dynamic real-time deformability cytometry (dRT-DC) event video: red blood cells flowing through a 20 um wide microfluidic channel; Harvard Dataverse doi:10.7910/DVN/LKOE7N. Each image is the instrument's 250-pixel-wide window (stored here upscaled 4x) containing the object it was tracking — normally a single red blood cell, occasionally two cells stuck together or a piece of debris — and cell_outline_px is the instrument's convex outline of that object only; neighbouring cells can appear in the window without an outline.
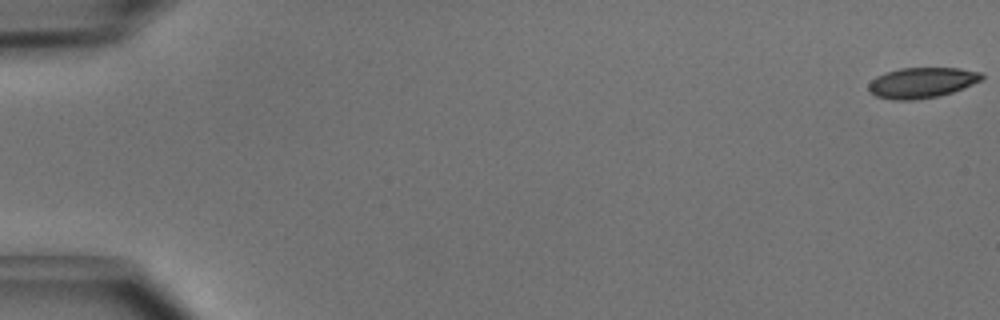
{"species": "common noctule bat (a hibernating species)", "species_latin": "Nyctalus noctula", "temperature_condition": "cold", "stored_images_in_passage": 3, "camera_frame_rate_fps": 3000, "um_per_image_px": 0.085, "animal": {"sex": "male", "body_mass_g": 15.6}, "frame": {"image": 1, "passage_image": 1, "time_ms": 0.0, "image_size_px": [1000, 320], "cell_outline_px": [[984, 80], [952, 92], [940, 96], [916, 100], [892, 100], [876, 96], [868, 92], [868, 84], [876, 76], [884, 72], [900, 68], [960, 68], [980, 72], [984, 76]], "centroid_in_image_um": [78.34, 7.03], "position_along_channel_um": 6.7, "area_um2": 20.4}}